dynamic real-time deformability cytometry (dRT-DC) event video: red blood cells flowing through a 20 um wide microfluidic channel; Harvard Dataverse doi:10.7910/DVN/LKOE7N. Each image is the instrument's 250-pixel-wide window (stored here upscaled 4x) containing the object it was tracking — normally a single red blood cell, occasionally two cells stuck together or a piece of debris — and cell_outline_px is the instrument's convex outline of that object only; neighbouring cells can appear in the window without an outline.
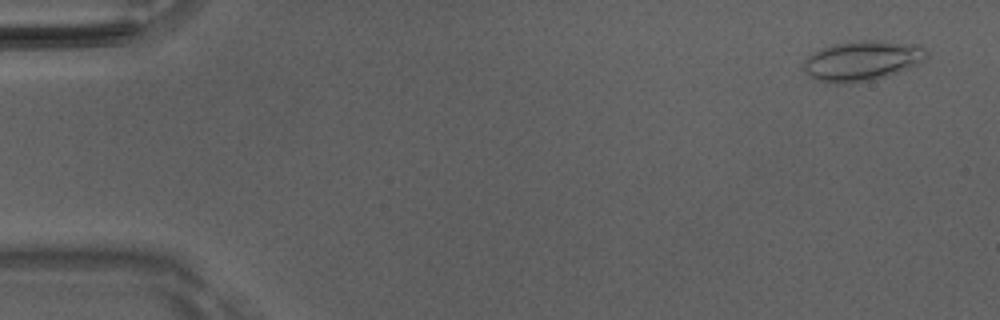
{"species": "Egyptian fruit bat (a non-hibernating species)", "species_latin": "Rousettus aegyptiacus", "temperature_condition": "room temperature", "stored_images_in_passage": 51, "camera_frame_rate_fps": 3000, "um_per_image_px": 0.085, "animal": {"sex": "male"}, "frame": {"image": 1, "passage_image": 3, "time_ms": 0.667, "image_size_px": [1000, 320], "cell_outline_px": [[928, 56], [920, 64], [888, 76], [876, 80], [852, 84], [824, 84], [808, 76], [804, 68], [804, 60], [808, 56], [832, 44], [864, 40], [884, 40], [920, 44], [928, 52]], "centroid_in_image_um": [73.33, 5.19], "position_along_channel_um": 11.7, "area_um2": 29.42}}
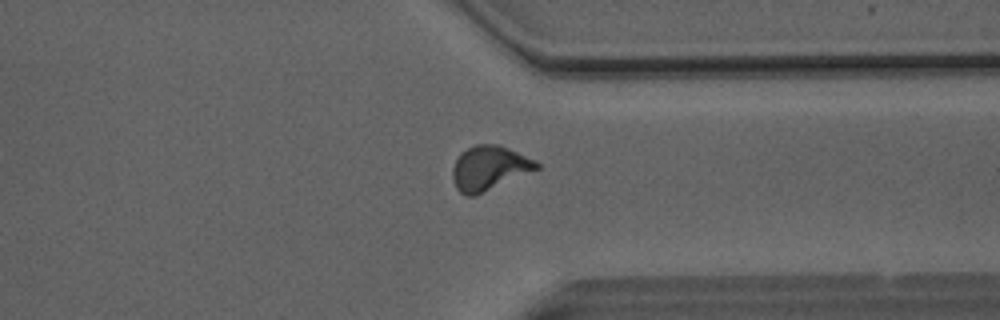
{"frame": {"image": 2, "passage_image": 39, "time_ms": 12.667, "image_size_px": [1000, 320], "cell_outline_px": [[540, 168], [472, 196], [468, 196], [460, 192], [456, 188], [452, 180], [452, 168], [460, 152], [476, 144], [500, 144], [536, 160], [540, 164]], "centroid_in_image_um": [41.57, 14.25], "position_along_channel_um": 369.8, "area_um2": 21.56}}
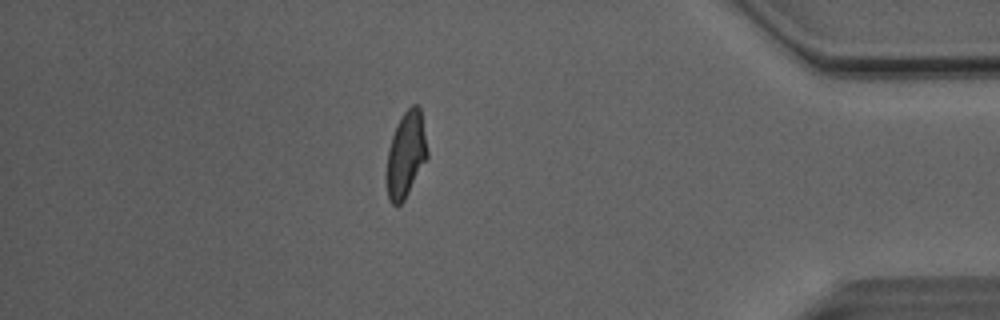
{"frame": {"image": 3, "passage_image": 44, "time_ms": 14.333, "image_size_px": [1000, 320], "cell_outline_px": [[428, 156], [404, 200], [400, 204], [392, 204], [388, 200], [388, 152], [392, 136], [396, 124], [404, 112], [412, 104], [416, 104], [420, 108], [428, 152]], "centroid_in_image_um": [34.52, 13.1], "position_along_channel_um": 400.7, "area_um2": 19.77}, "authors_computed_cell_mechanics": {"area_um2": 20.9814, "velocity_mm_per_s": 4.1115, "shape_relaxation_time_tau1_ms": 6.541, "shape_relaxation_time_tau2_ms": 0.9978, "deformation_change_tau1": 0.1845, "deformation_change_tau2": 0.0692}}